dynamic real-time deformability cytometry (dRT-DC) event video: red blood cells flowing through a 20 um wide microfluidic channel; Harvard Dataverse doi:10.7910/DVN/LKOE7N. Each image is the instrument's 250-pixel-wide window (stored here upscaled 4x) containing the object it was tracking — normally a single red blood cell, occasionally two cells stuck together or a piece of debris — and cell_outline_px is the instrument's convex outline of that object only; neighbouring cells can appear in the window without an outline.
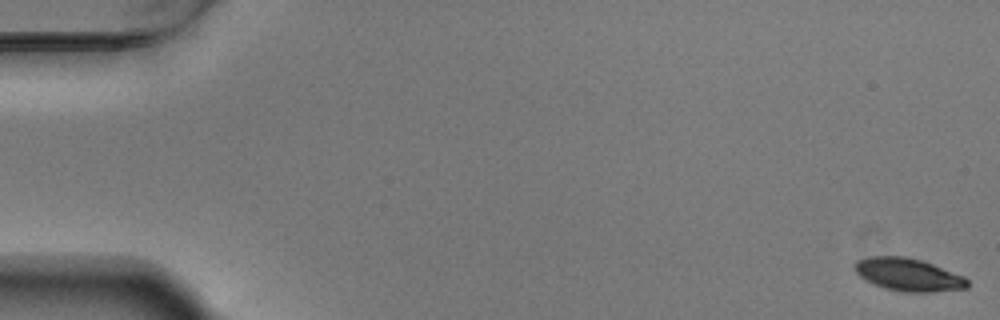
{"species": "Egyptian fruit bat (a non-hibernating species)", "species_latin": "Rousettus aegyptiacus", "temperature_condition": "warm", "stored_images_in_passage": 56, "camera_frame_rate_fps": 3000, "um_per_image_px": 0.085, "animal": {"sex": "male"}, "frame": {"image": 1, "passage_image": 1, "time_ms": 0.0, "image_size_px": [1000, 320], "cell_outline_px": [[968, 288], [932, 292], [904, 292], [884, 288], [864, 280], [852, 268], [852, 264], [856, 260], [872, 256], [904, 256], [920, 260], [932, 264], [964, 276], [968, 280]], "centroid_in_image_um": [77.16, 23.34], "position_along_channel_um": 7.8, "area_um2": 21.62}}
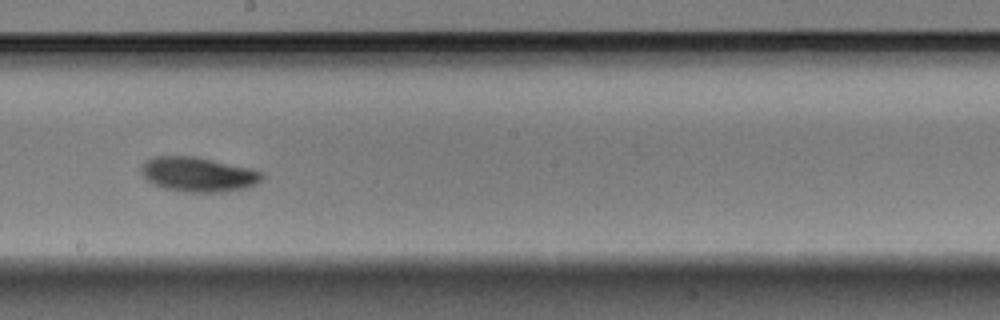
{"frame": {"image": 2, "passage_image": 32, "time_ms": 10.333, "image_size_px": [1000, 320], "cell_outline_px": [[264, 176], [256, 184], [248, 188], [224, 192], [184, 192], [164, 188], [148, 180], [140, 172], [140, 168], [148, 160], [156, 156], [196, 156], [248, 168], [264, 172]], "centroid_in_image_um": [16.88, 14.83], "position_along_channel_um": 231.3, "area_um2": 24.28}}
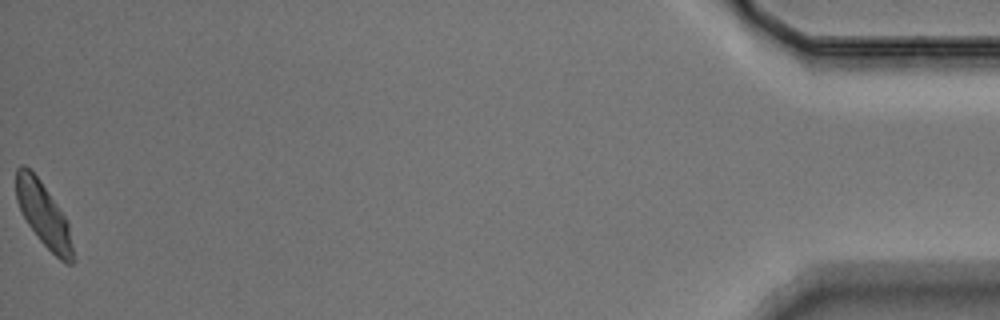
{"frame": {"image": 3, "passage_image": 56, "time_ms": 18.333, "image_size_px": [1000, 320], "cell_outline_px": [[72, 264], [68, 264], [60, 260], [40, 240], [28, 224], [16, 200], [16, 168], [20, 164], [24, 164], [40, 180], [68, 220], [72, 244]], "centroid_in_image_um": [3.69, 18.21], "position_along_channel_um": 431.5, "area_um2": 20.81}, "authors_computed_cell_mechanics": {"area_um2": 22.3975, "velocity_mm_per_s": 3.6843, "shape_relaxation_time_tau1_ms": 1.8592, "shape_relaxation_time_tau2_ms": 5.6331, "deformation_change_tau1": 0.1043, "deformation_change_tau2": 0.0909}}